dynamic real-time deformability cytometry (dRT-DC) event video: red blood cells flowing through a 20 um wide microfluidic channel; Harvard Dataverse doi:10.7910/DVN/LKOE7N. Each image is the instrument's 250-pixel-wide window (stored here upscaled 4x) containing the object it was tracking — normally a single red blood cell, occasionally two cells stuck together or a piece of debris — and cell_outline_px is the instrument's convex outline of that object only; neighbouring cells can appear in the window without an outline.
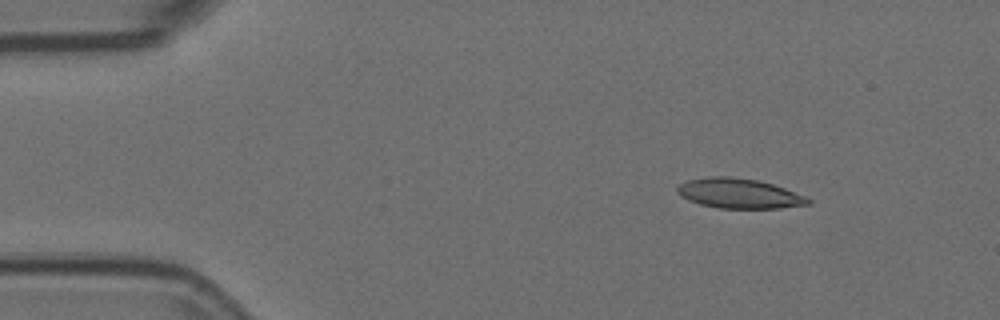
{"species": "Egyptian fruit bat (a non-hibernating species)", "species_latin": "Rousettus aegyptiacus", "temperature_condition": "room temperature", "stored_images_in_passage": 6, "camera_frame_rate_fps": 3000, "um_per_image_px": 0.085, "animal": {"sex": "female"}, "frame": {"image": 1, "passage_image": 2, "time_ms": 0.333, "image_size_px": [1000, 320], "cell_outline_px": [[812, 204], [780, 208], [716, 208], [700, 204], [688, 200], [680, 196], [676, 192], [676, 188], [680, 184], [688, 180], [708, 176], [732, 176], [756, 180], [772, 184], [784, 188], [804, 196], [812, 200]], "centroid_in_image_um": [62.79, 16.44], "position_along_channel_um": 22.2, "area_um2": 22.83}}
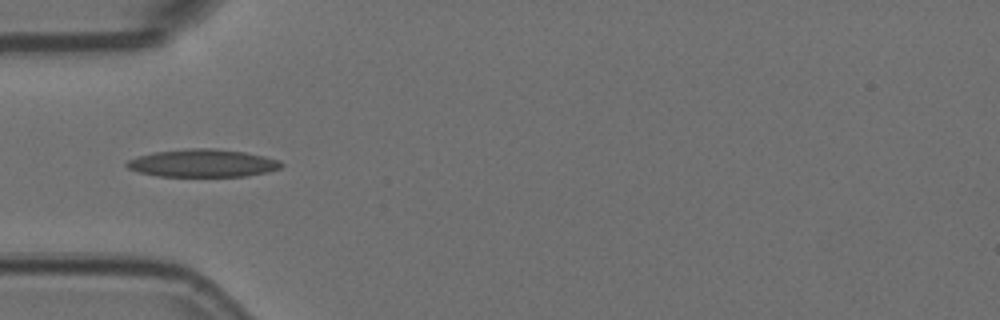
{"frame": {"image": 2, "passage_image": 5, "time_ms": 1.333, "image_size_px": [1000, 320], "cell_outline_px": [[284, 164], [280, 168], [268, 172], [248, 176], [156, 176], [140, 172], [128, 168], [124, 164], [128, 160], [136, 156], [152, 152], [188, 148], [212, 148], [244, 152], [264, 156], [280, 160]], "centroid_in_image_um": [17.22, 13.86], "position_along_channel_um": 67.8, "area_um2": 25.14}}
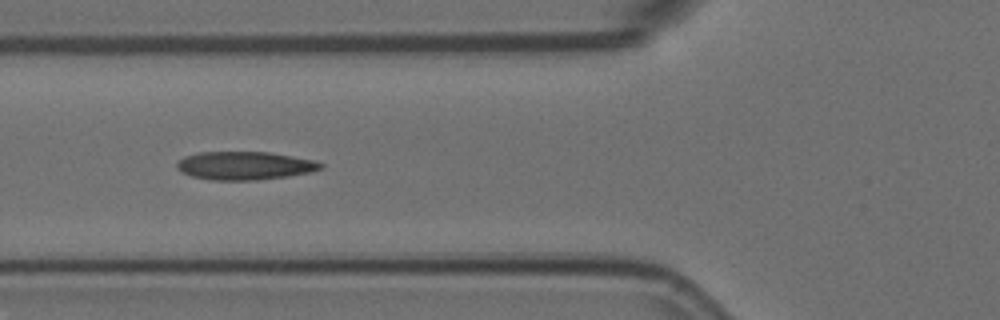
{"frame": {"image": 3, "passage_image": 6, "time_ms": 1.667, "image_size_px": [1000, 320], "cell_outline_px": [[324, 164], [320, 168], [308, 172], [288, 176], [256, 180], [212, 180], [192, 176], [180, 172], [176, 168], [176, 160], [184, 156], [200, 152], [268, 152], [316, 160]], "centroid_in_image_um": [20.74, 14.07], "position_along_channel_um": 105.1, "area_um2": 23.7}}